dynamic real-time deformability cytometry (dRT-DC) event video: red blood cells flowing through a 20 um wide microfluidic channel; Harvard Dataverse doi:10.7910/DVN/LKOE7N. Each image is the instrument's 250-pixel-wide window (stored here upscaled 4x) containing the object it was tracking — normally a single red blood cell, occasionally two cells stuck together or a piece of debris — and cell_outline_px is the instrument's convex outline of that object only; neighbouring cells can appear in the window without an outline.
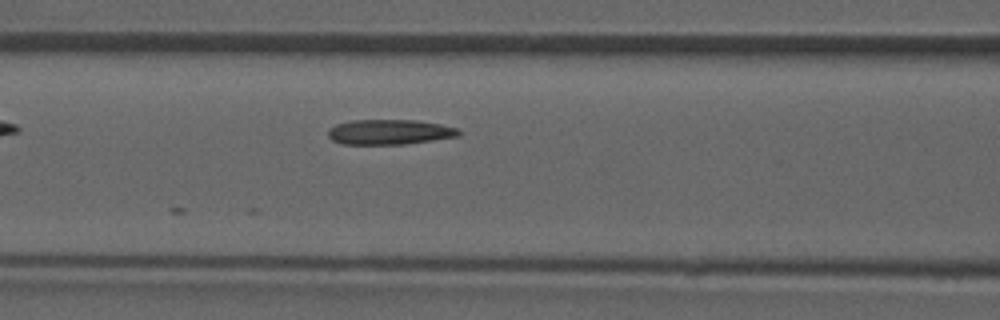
{"species": "common noctule bat (a hibernating species)", "species_latin": "Nyctalus noctula", "temperature_condition": "room temperature", "stored_images_in_passage": 6, "camera_frame_rate_fps": 3000, "um_per_image_px": 0.085, "animal": {"sex": "male", "forearm_length_mm": 52.5}, "frame": {"image": 1, "passage_image": 6, "time_ms": 6.0, "image_size_px": [1000, 320], "cell_outline_px": [[460, 136], [404, 144], [340, 144], [332, 140], [328, 136], [328, 128], [336, 124], [352, 120], [416, 120], [440, 124], [460, 128]], "centroid_in_image_um": [33.1, 11.22], "position_along_channel_um": 133.5, "area_um2": 19.19}}